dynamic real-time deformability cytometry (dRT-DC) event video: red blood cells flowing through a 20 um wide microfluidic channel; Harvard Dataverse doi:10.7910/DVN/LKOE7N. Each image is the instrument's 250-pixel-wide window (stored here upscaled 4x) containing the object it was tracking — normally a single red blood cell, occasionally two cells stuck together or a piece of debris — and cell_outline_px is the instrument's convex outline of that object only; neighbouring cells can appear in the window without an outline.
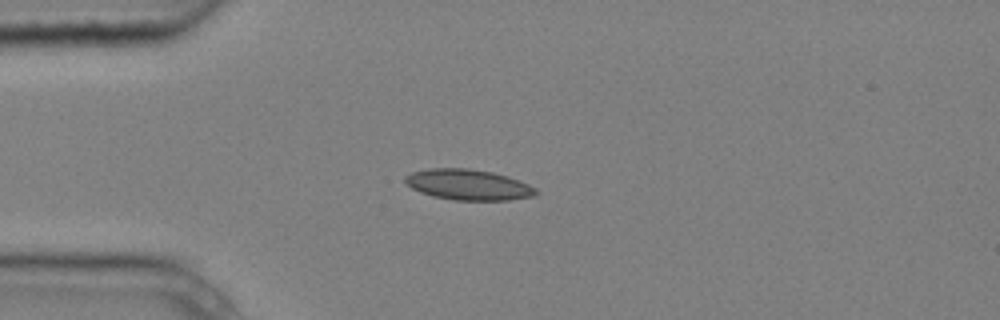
{"species": "common noctule bat (a hibernating species)", "species_latin": "Nyctalus noctula", "temperature_condition": "cold", "stored_images_in_passage": 5, "camera_frame_rate_fps": 3000, "um_per_image_px": 0.085, "animal": {"sex": "male", "body_mass_g": 20.4}, "frame": {"image": 1, "passage_image": 1, "time_ms": 0.0, "image_size_px": [1000, 320], "cell_outline_px": [[540, 192], [532, 196], [508, 200], [456, 200], [432, 196], [420, 192], [404, 184], [404, 176], [412, 172], [432, 168], [468, 168], [492, 172], [508, 176], [528, 184], [536, 188]], "centroid_in_image_um": [39.78, 15.7], "position_along_channel_um": 45.2, "area_um2": 23.41}}
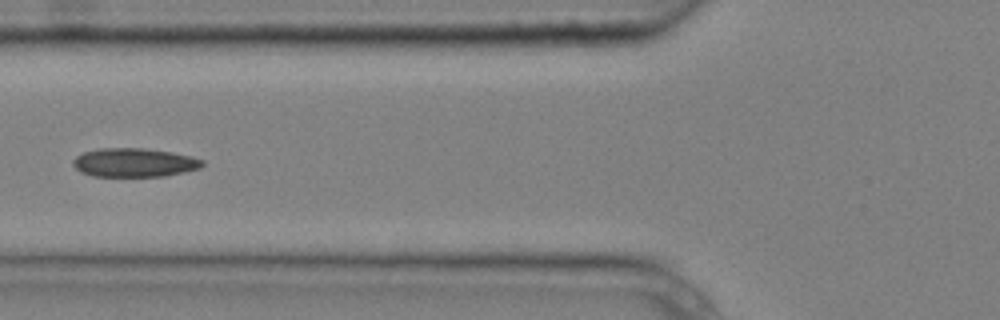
{"frame": {"image": 2, "passage_image": 3, "time_ms": 0.667, "image_size_px": [1000, 320], "cell_outline_px": [[204, 164], [200, 168], [184, 172], [164, 176], [92, 176], [80, 172], [72, 164], [72, 160], [76, 156], [84, 152], [96, 148], [144, 148], [172, 152], [192, 156], [204, 160]], "centroid_in_image_um": [11.4, 13.81], "position_along_channel_um": 114.4, "area_um2": 21.85}}
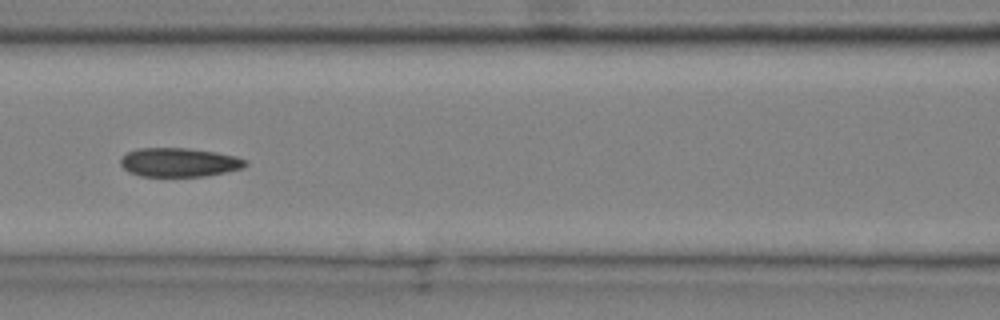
{"frame": {"image": 3, "passage_image": 4, "time_ms": 1.0, "image_size_px": [1000, 320], "cell_outline_px": [[248, 164], [244, 168], [204, 176], [140, 176], [128, 172], [120, 164], [120, 160], [128, 152], [140, 148], [188, 148], [216, 152], [236, 156], [248, 160]], "centroid_in_image_um": [15.26, 13.8], "position_along_channel_um": 151.3, "area_um2": 21.04}}